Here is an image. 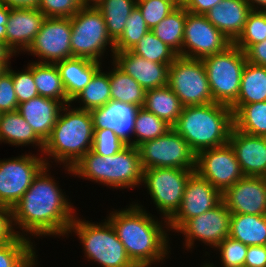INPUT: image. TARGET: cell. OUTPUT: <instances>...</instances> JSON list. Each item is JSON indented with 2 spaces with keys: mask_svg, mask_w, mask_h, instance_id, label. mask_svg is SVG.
Wrapping results in <instances>:
<instances>
[{
  "mask_svg": "<svg viewBox=\"0 0 266 267\" xmlns=\"http://www.w3.org/2000/svg\"><path fill=\"white\" fill-rule=\"evenodd\" d=\"M48 167L45 165L40 170L31 186L11 209L13 225L20 228L21 236L68 235L70 225L77 217L74 215V207L54 177L47 173Z\"/></svg>",
  "mask_w": 266,
  "mask_h": 267,
  "instance_id": "obj_1",
  "label": "cell"
},
{
  "mask_svg": "<svg viewBox=\"0 0 266 267\" xmlns=\"http://www.w3.org/2000/svg\"><path fill=\"white\" fill-rule=\"evenodd\" d=\"M130 205L124 210L111 212L107 219L136 267H150L157 261L160 263L169 250L168 223L162 225L137 203Z\"/></svg>",
  "mask_w": 266,
  "mask_h": 267,
  "instance_id": "obj_2",
  "label": "cell"
},
{
  "mask_svg": "<svg viewBox=\"0 0 266 267\" xmlns=\"http://www.w3.org/2000/svg\"><path fill=\"white\" fill-rule=\"evenodd\" d=\"M234 126L233 112L220 103L184 106L172 127L197 154L202 150L228 144Z\"/></svg>",
  "mask_w": 266,
  "mask_h": 267,
  "instance_id": "obj_3",
  "label": "cell"
},
{
  "mask_svg": "<svg viewBox=\"0 0 266 267\" xmlns=\"http://www.w3.org/2000/svg\"><path fill=\"white\" fill-rule=\"evenodd\" d=\"M70 106L67 104L62 107L43 151V155L63 163L69 174L71 168L92 149L94 141L91 112L78 107L70 109Z\"/></svg>",
  "mask_w": 266,
  "mask_h": 267,
  "instance_id": "obj_4",
  "label": "cell"
},
{
  "mask_svg": "<svg viewBox=\"0 0 266 267\" xmlns=\"http://www.w3.org/2000/svg\"><path fill=\"white\" fill-rule=\"evenodd\" d=\"M71 174L115 189L140 186L143 169L138 147L127 145L120 152L106 157L91 149L71 168Z\"/></svg>",
  "mask_w": 266,
  "mask_h": 267,
  "instance_id": "obj_5",
  "label": "cell"
},
{
  "mask_svg": "<svg viewBox=\"0 0 266 267\" xmlns=\"http://www.w3.org/2000/svg\"><path fill=\"white\" fill-rule=\"evenodd\" d=\"M71 232L76 233L83 244L88 261L97 262L101 267H136L108 219L96 224L75 217L68 233Z\"/></svg>",
  "mask_w": 266,
  "mask_h": 267,
  "instance_id": "obj_6",
  "label": "cell"
},
{
  "mask_svg": "<svg viewBox=\"0 0 266 267\" xmlns=\"http://www.w3.org/2000/svg\"><path fill=\"white\" fill-rule=\"evenodd\" d=\"M210 91L215 103L231 107L238 98L246 54L234 43L224 51L204 57Z\"/></svg>",
  "mask_w": 266,
  "mask_h": 267,
  "instance_id": "obj_7",
  "label": "cell"
},
{
  "mask_svg": "<svg viewBox=\"0 0 266 267\" xmlns=\"http://www.w3.org/2000/svg\"><path fill=\"white\" fill-rule=\"evenodd\" d=\"M71 27L72 57L100 62L107 45L114 54L115 42L108 35L104 17L96 7H82L71 17Z\"/></svg>",
  "mask_w": 266,
  "mask_h": 267,
  "instance_id": "obj_8",
  "label": "cell"
},
{
  "mask_svg": "<svg viewBox=\"0 0 266 267\" xmlns=\"http://www.w3.org/2000/svg\"><path fill=\"white\" fill-rule=\"evenodd\" d=\"M194 172L181 168L143 170L142 183L158 211L163 214L164 223H168L180 208L187 181Z\"/></svg>",
  "mask_w": 266,
  "mask_h": 267,
  "instance_id": "obj_9",
  "label": "cell"
},
{
  "mask_svg": "<svg viewBox=\"0 0 266 267\" xmlns=\"http://www.w3.org/2000/svg\"><path fill=\"white\" fill-rule=\"evenodd\" d=\"M168 86L183 106L214 102L202 59L178 56L169 66Z\"/></svg>",
  "mask_w": 266,
  "mask_h": 267,
  "instance_id": "obj_10",
  "label": "cell"
},
{
  "mask_svg": "<svg viewBox=\"0 0 266 267\" xmlns=\"http://www.w3.org/2000/svg\"><path fill=\"white\" fill-rule=\"evenodd\" d=\"M142 169L181 168L195 170L196 153L173 128L138 146Z\"/></svg>",
  "mask_w": 266,
  "mask_h": 267,
  "instance_id": "obj_11",
  "label": "cell"
},
{
  "mask_svg": "<svg viewBox=\"0 0 266 267\" xmlns=\"http://www.w3.org/2000/svg\"><path fill=\"white\" fill-rule=\"evenodd\" d=\"M48 159L33 155L0 160V206L10 209L22 198Z\"/></svg>",
  "mask_w": 266,
  "mask_h": 267,
  "instance_id": "obj_12",
  "label": "cell"
},
{
  "mask_svg": "<svg viewBox=\"0 0 266 267\" xmlns=\"http://www.w3.org/2000/svg\"><path fill=\"white\" fill-rule=\"evenodd\" d=\"M231 44L232 42L205 15L186 10L182 57L203 59L224 51Z\"/></svg>",
  "mask_w": 266,
  "mask_h": 267,
  "instance_id": "obj_13",
  "label": "cell"
},
{
  "mask_svg": "<svg viewBox=\"0 0 266 267\" xmlns=\"http://www.w3.org/2000/svg\"><path fill=\"white\" fill-rule=\"evenodd\" d=\"M195 172L222 194L244 177L229 143L197 153Z\"/></svg>",
  "mask_w": 266,
  "mask_h": 267,
  "instance_id": "obj_14",
  "label": "cell"
},
{
  "mask_svg": "<svg viewBox=\"0 0 266 267\" xmlns=\"http://www.w3.org/2000/svg\"><path fill=\"white\" fill-rule=\"evenodd\" d=\"M71 18L46 17L42 28L28 48L40 63H56L72 57Z\"/></svg>",
  "mask_w": 266,
  "mask_h": 267,
  "instance_id": "obj_15",
  "label": "cell"
},
{
  "mask_svg": "<svg viewBox=\"0 0 266 267\" xmlns=\"http://www.w3.org/2000/svg\"><path fill=\"white\" fill-rule=\"evenodd\" d=\"M231 214L222 200L214 208L187 220L177 231L184 235L187 249L193 248L196 239L214 248L229 236Z\"/></svg>",
  "mask_w": 266,
  "mask_h": 267,
  "instance_id": "obj_16",
  "label": "cell"
},
{
  "mask_svg": "<svg viewBox=\"0 0 266 267\" xmlns=\"http://www.w3.org/2000/svg\"><path fill=\"white\" fill-rule=\"evenodd\" d=\"M221 201L222 193L194 172L187 181L180 208L168 221L169 231L177 232L187 220L207 212Z\"/></svg>",
  "mask_w": 266,
  "mask_h": 267,
  "instance_id": "obj_17",
  "label": "cell"
},
{
  "mask_svg": "<svg viewBox=\"0 0 266 267\" xmlns=\"http://www.w3.org/2000/svg\"><path fill=\"white\" fill-rule=\"evenodd\" d=\"M231 213L266 215V177L244 176L222 194Z\"/></svg>",
  "mask_w": 266,
  "mask_h": 267,
  "instance_id": "obj_18",
  "label": "cell"
},
{
  "mask_svg": "<svg viewBox=\"0 0 266 267\" xmlns=\"http://www.w3.org/2000/svg\"><path fill=\"white\" fill-rule=\"evenodd\" d=\"M45 19L38 8H9L6 44L14 54L27 52Z\"/></svg>",
  "mask_w": 266,
  "mask_h": 267,
  "instance_id": "obj_19",
  "label": "cell"
},
{
  "mask_svg": "<svg viewBox=\"0 0 266 267\" xmlns=\"http://www.w3.org/2000/svg\"><path fill=\"white\" fill-rule=\"evenodd\" d=\"M228 143L233 148L244 176L266 177V140L231 129Z\"/></svg>",
  "mask_w": 266,
  "mask_h": 267,
  "instance_id": "obj_20",
  "label": "cell"
},
{
  "mask_svg": "<svg viewBox=\"0 0 266 267\" xmlns=\"http://www.w3.org/2000/svg\"><path fill=\"white\" fill-rule=\"evenodd\" d=\"M112 56L113 63L145 90L168 85L170 65L152 62L130 51L114 52Z\"/></svg>",
  "mask_w": 266,
  "mask_h": 267,
  "instance_id": "obj_21",
  "label": "cell"
},
{
  "mask_svg": "<svg viewBox=\"0 0 266 267\" xmlns=\"http://www.w3.org/2000/svg\"><path fill=\"white\" fill-rule=\"evenodd\" d=\"M138 107L119 101H110L103 107L91 110L94 129L110 128L128 145L134 132ZM132 133V134H131Z\"/></svg>",
  "mask_w": 266,
  "mask_h": 267,
  "instance_id": "obj_22",
  "label": "cell"
},
{
  "mask_svg": "<svg viewBox=\"0 0 266 267\" xmlns=\"http://www.w3.org/2000/svg\"><path fill=\"white\" fill-rule=\"evenodd\" d=\"M64 105L55 99L38 95L18 105V112L45 143L50 137Z\"/></svg>",
  "mask_w": 266,
  "mask_h": 267,
  "instance_id": "obj_23",
  "label": "cell"
},
{
  "mask_svg": "<svg viewBox=\"0 0 266 267\" xmlns=\"http://www.w3.org/2000/svg\"><path fill=\"white\" fill-rule=\"evenodd\" d=\"M251 11L246 0H222L204 15L234 43L242 33Z\"/></svg>",
  "mask_w": 266,
  "mask_h": 267,
  "instance_id": "obj_24",
  "label": "cell"
},
{
  "mask_svg": "<svg viewBox=\"0 0 266 267\" xmlns=\"http://www.w3.org/2000/svg\"><path fill=\"white\" fill-rule=\"evenodd\" d=\"M55 64L70 101L86 87L101 68V62L83 57H71Z\"/></svg>",
  "mask_w": 266,
  "mask_h": 267,
  "instance_id": "obj_25",
  "label": "cell"
},
{
  "mask_svg": "<svg viewBox=\"0 0 266 267\" xmlns=\"http://www.w3.org/2000/svg\"><path fill=\"white\" fill-rule=\"evenodd\" d=\"M0 142L13 146L35 144L39 146L41 153L44 151V142L18 111L0 113Z\"/></svg>",
  "mask_w": 266,
  "mask_h": 267,
  "instance_id": "obj_26",
  "label": "cell"
},
{
  "mask_svg": "<svg viewBox=\"0 0 266 267\" xmlns=\"http://www.w3.org/2000/svg\"><path fill=\"white\" fill-rule=\"evenodd\" d=\"M266 101V67L247 62L242 73L237 101L230 107L233 115L244 105Z\"/></svg>",
  "mask_w": 266,
  "mask_h": 267,
  "instance_id": "obj_27",
  "label": "cell"
},
{
  "mask_svg": "<svg viewBox=\"0 0 266 267\" xmlns=\"http://www.w3.org/2000/svg\"><path fill=\"white\" fill-rule=\"evenodd\" d=\"M229 236L247 246L266 245V215L232 213Z\"/></svg>",
  "mask_w": 266,
  "mask_h": 267,
  "instance_id": "obj_28",
  "label": "cell"
},
{
  "mask_svg": "<svg viewBox=\"0 0 266 267\" xmlns=\"http://www.w3.org/2000/svg\"><path fill=\"white\" fill-rule=\"evenodd\" d=\"M143 107L173 127L181 115L184 106L172 89L166 85L146 90Z\"/></svg>",
  "mask_w": 266,
  "mask_h": 267,
  "instance_id": "obj_29",
  "label": "cell"
},
{
  "mask_svg": "<svg viewBox=\"0 0 266 267\" xmlns=\"http://www.w3.org/2000/svg\"><path fill=\"white\" fill-rule=\"evenodd\" d=\"M33 78L38 95L55 99L63 105L71 103L55 63L33 62Z\"/></svg>",
  "mask_w": 266,
  "mask_h": 267,
  "instance_id": "obj_30",
  "label": "cell"
},
{
  "mask_svg": "<svg viewBox=\"0 0 266 267\" xmlns=\"http://www.w3.org/2000/svg\"><path fill=\"white\" fill-rule=\"evenodd\" d=\"M109 71L111 101H119L136 107H143L146 90L130 75L124 73L112 62Z\"/></svg>",
  "mask_w": 266,
  "mask_h": 267,
  "instance_id": "obj_31",
  "label": "cell"
},
{
  "mask_svg": "<svg viewBox=\"0 0 266 267\" xmlns=\"http://www.w3.org/2000/svg\"><path fill=\"white\" fill-rule=\"evenodd\" d=\"M185 22L186 9L180 4L151 30L156 37L181 56Z\"/></svg>",
  "mask_w": 266,
  "mask_h": 267,
  "instance_id": "obj_32",
  "label": "cell"
},
{
  "mask_svg": "<svg viewBox=\"0 0 266 267\" xmlns=\"http://www.w3.org/2000/svg\"><path fill=\"white\" fill-rule=\"evenodd\" d=\"M33 243L28 237L17 235L0 245V267H36L38 264Z\"/></svg>",
  "mask_w": 266,
  "mask_h": 267,
  "instance_id": "obj_33",
  "label": "cell"
},
{
  "mask_svg": "<svg viewBox=\"0 0 266 267\" xmlns=\"http://www.w3.org/2000/svg\"><path fill=\"white\" fill-rule=\"evenodd\" d=\"M101 68L94 74L92 80L71 101L82 102L78 109L91 111L105 106L111 101L109 72H101Z\"/></svg>",
  "mask_w": 266,
  "mask_h": 267,
  "instance_id": "obj_34",
  "label": "cell"
},
{
  "mask_svg": "<svg viewBox=\"0 0 266 267\" xmlns=\"http://www.w3.org/2000/svg\"><path fill=\"white\" fill-rule=\"evenodd\" d=\"M136 0H103L96 7L103 15L108 35L115 42L123 33Z\"/></svg>",
  "mask_w": 266,
  "mask_h": 267,
  "instance_id": "obj_35",
  "label": "cell"
},
{
  "mask_svg": "<svg viewBox=\"0 0 266 267\" xmlns=\"http://www.w3.org/2000/svg\"><path fill=\"white\" fill-rule=\"evenodd\" d=\"M234 127L253 136L266 135V101L244 104L233 115Z\"/></svg>",
  "mask_w": 266,
  "mask_h": 267,
  "instance_id": "obj_36",
  "label": "cell"
},
{
  "mask_svg": "<svg viewBox=\"0 0 266 267\" xmlns=\"http://www.w3.org/2000/svg\"><path fill=\"white\" fill-rule=\"evenodd\" d=\"M134 122L133 138L136 139L131 141V145L135 147L164 135L172 128L168 123L152 112L147 111L144 107L137 109Z\"/></svg>",
  "mask_w": 266,
  "mask_h": 267,
  "instance_id": "obj_37",
  "label": "cell"
},
{
  "mask_svg": "<svg viewBox=\"0 0 266 267\" xmlns=\"http://www.w3.org/2000/svg\"><path fill=\"white\" fill-rule=\"evenodd\" d=\"M152 62L170 65L178 54L149 30L139 42L129 50Z\"/></svg>",
  "mask_w": 266,
  "mask_h": 267,
  "instance_id": "obj_38",
  "label": "cell"
},
{
  "mask_svg": "<svg viewBox=\"0 0 266 267\" xmlns=\"http://www.w3.org/2000/svg\"><path fill=\"white\" fill-rule=\"evenodd\" d=\"M149 30L139 8L135 6L126 20L123 33L115 41V52L129 51Z\"/></svg>",
  "mask_w": 266,
  "mask_h": 267,
  "instance_id": "obj_39",
  "label": "cell"
},
{
  "mask_svg": "<svg viewBox=\"0 0 266 267\" xmlns=\"http://www.w3.org/2000/svg\"><path fill=\"white\" fill-rule=\"evenodd\" d=\"M266 39V18L260 10H252L248 16L244 29L234 44L246 52L253 44Z\"/></svg>",
  "mask_w": 266,
  "mask_h": 267,
  "instance_id": "obj_40",
  "label": "cell"
},
{
  "mask_svg": "<svg viewBox=\"0 0 266 267\" xmlns=\"http://www.w3.org/2000/svg\"><path fill=\"white\" fill-rule=\"evenodd\" d=\"M180 4L178 0H144L137 2L136 6L151 30Z\"/></svg>",
  "mask_w": 266,
  "mask_h": 267,
  "instance_id": "obj_41",
  "label": "cell"
},
{
  "mask_svg": "<svg viewBox=\"0 0 266 267\" xmlns=\"http://www.w3.org/2000/svg\"><path fill=\"white\" fill-rule=\"evenodd\" d=\"M126 144L115 131L110 128L94 129L92 150L102 157L113 156L125 148Z\"/></svg>",
  "mask_w": 266,
  "mask_h": 267,
  "instance_id": "obj_42",
  "label": "cell"
},
{
  "mask_svg": "<svg viewBox=\"0 0 266 267\" xmlns=\"http://www.w3.org/2000/svg\"><path fill=\"white\" fill-rule=\"evenodd\" d=\"M215 248L220 251L223 267H244L248 246L228 236Z\"/></svg>",
  "mask_w": 266,
  "mask_h": 267,
  "instance_id": "obj_43",
  "label": "cell"
},
{
  "mask_svg": "<svg viewBox=\"0 0 266 267\" xmlns=\"http://www.w3.org/2000/svg\"><path fill=\"white\" fill-rule=\"evenodd\" d=\"M82 7V0H40L37 6L49 18H71Z\"/></svg>",
  "mask_w": 266,
  "mask_h": 267,
  "instance_id": "obj_44",
  "label": "cell"
},
{
  "mask_svg": "<svg viewBox=\"0 0 266 267\" xmlns=\"http://www.w3.org/2000/svg\"><path fill=\"white\" fill-rule=\"evenodd\" d=\"M13 85L18 104L27 102L38 96L33 78V62L22 72L12 70Z\"/></svg>",
  "mask_w": 266,
  "mask_h": 267,
  "instance_id": "obj_45",
  "label": "cell"
},
{
  "mask_svg": "<svg viewBox=\"0 0 266 267\" xmlns=\"http://www.w3.org/2000/svg\"><path fill=\"white\" fill-rule=\"evenodd\" d=\"M18 101L15 95L12 69L8 67L0 76V113L18 110Z\"/></svg>",
  "mask_w": 266,
  "mask_h": 267,
  "instance_id": "obj_46",
  "label": "cell"
},
{
  "mask_svg": "<svg viewBox=\"0 0 266 267\" xmlns=\"http://www.w3.org/2000/svg\"><path fill=\"white\" fill-rule=\"evenodd\" d=\"M13 226L11 209L0 206V245L12 241L17 235H20L13 229H16Z\"/></svg>",
  "mask_w": 266,
  "mask_h": 267,
  "instance_id": "obj_47",
  "label": "cell"
},
{
  "mask_svg": "<svg viewBox=\"0 0 266 267\" xmlns=\"http://www.w3.org/2000/svg\"><path fill=\"white\" fill-rule=\"evenodd\" d=\"M244 267H266V245L248 246Z\"/></svg>",
  "mask_w": 266,
  "mask_h": 267,
  "instance_id": "obj_48",
  "label": "cell"
},
{
  "mask_svg": "<svg viewBox=\"0 0 266 267\" xmlns=\"http://www.w3.org/2000/svg\"><path fill=\"white\" fill-rule=\"evenodd\" d=\"M221 1L222 0H183L181 5L188 12L204 15Z\"/></svg>",
  "mask_w": 266,
  "mask_h": 267,
  "instance_id": "obj_49",
  "label": "cell"
},
{
  "mask_svg": "<svg viewBox=\"0 0 266 267\" xmlns=\"http://www.w3.org/2000/svg\"><path fill=\"white\" fill-rule=\"evenodd\" d=\"M245 54L247 62L266 67V39L253 44Z\"/></svg>",
  "mask_w": 266,
  "mask_h": 267,
  "instance_id": "obj_50",
  "label": "cell"
},
{
  "mask_svg": "<svg viewBox=\"0 0 266 267\" xmlns=\"http://www.w3.org/2000/svg\"><path fill=\"white\" fill-rule=\"evenodd\" d=\"M9 8H37L40 0H0Z\"/></svg>",
  "mask_w": 266,
  "mask_h": 267,
  "instance_id": "obj_51",
  "label": "cell"
},
{
  "mask_svg": "<svg viewBox=\"0 0 266 267\" xmlns=\"http://www.w3.org/2000/svg\"><path fill=\"white\" fill-rule=\"evenodd\" d=\"M9 7L0 2V41L6 42L7 20Z\"/></svg>",
  "mask_w": 266,
  "mask_h": 267,
  "instance_id": "obj_52",
  "label": "cell"
},
{
  "mask_svg": "<svg viewBox=\"0 0 266 267\" xmlns=\"http://www.w3.org/2000/svg\"><path fill=\"white\" fill-rule=\"evenodd\" d=\"M14 52L7 46L6 42L0 41V60H9Z\"/></svg>",
  "mask_w": 266,
  "mask_h": 267,
  "instance_id": "obj_53",
  "label": "cell"
},
{
  "mask_svg": "<svg viewBox=\"0 0 266 267\" xmlns=\"http://www.w3.org/2000/svg\"><path fill=\"white\" fill-rule=\"evenodd\" d=\"M246 1L248 2L252 10H262L263 8L266 7V0H246Z\"/></svg>",
  "mask_w": 266,
  "mask_h": 267,
  "instance_id": "obj_54",
  "label": "cell"
},
{
  "mask_svg": "<svg viewBox=\"0 0 266 267\" xmlns=\"http://www.w3.org/2000/svg\"><path fill=\"white\" fill-rule=\"evenodd\" d=\"M103 0H82L83 7H98Z\"/></svg>",
  "mask_w": 266,
  "mask_h": 267,
  "instance_id": "obj_55",
  "label": "cell"
},
{
  "mask_svg": "<svg viewBox=\"0 0 266 267\" xmlns=\"http://www.w3.org/2000/svg\"><path fill=\"white\" fill-rule=\"evenodd\" d=\"M9 60H0V76L8 70V67H10Z\"/></svg>",
  "mask_w": 266,
  "mask_h": 267,
  "instance_id": "obj_56",
  "label": "cell"
},
{
  "mask_svg": "<svg viewBox=\"0 0 266 267\" xmlns=\"http://www.w3.org/2000/svg\"><path fill=\"white\" fill-rule=\"evenodd\" d=\"M202 267H215L214 264L212 265L211 263H205Z\"/></svg>",
  "mask_w": 266,
  "mask_h": 267,
  "instance_id": "obj_57",
  "label": "cell"
},
{
  "mask_svg": "<svg viewBox=\"0 0 266 267\" xmlns=\"http://www.w3.org/2000/svg\"><path fill=\"white\" fill-rule=\"evenodd\" d=\"M260 11L264 14V16H265V18H266V7L263 8L262 10H260Z\"/></svg>",
  "mask_w": 266,
  "mask_h": 267,
  "instance_id": "obj_58",
  "label": "cell"
}]
</instances>
